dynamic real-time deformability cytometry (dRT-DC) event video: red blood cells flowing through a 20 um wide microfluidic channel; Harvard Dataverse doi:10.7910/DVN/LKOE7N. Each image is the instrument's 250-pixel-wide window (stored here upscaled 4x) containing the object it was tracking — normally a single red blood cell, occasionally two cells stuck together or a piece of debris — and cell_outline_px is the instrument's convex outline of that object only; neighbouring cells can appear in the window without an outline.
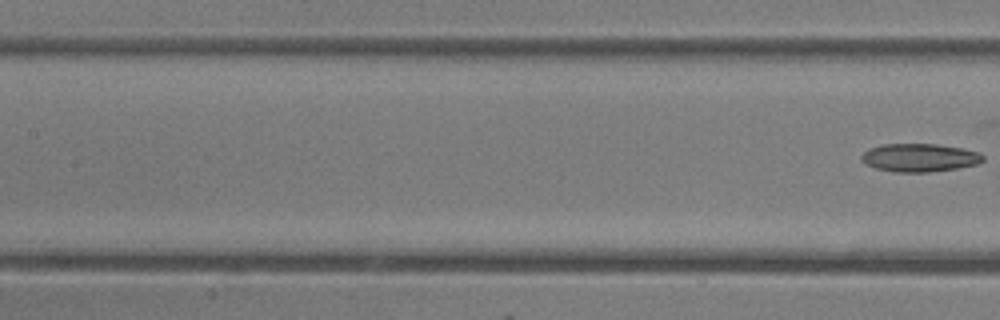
{"species": "common noctule bat (a hibernating species)", "species_latin": "Nyctalus noctula", "temperature_condition": "room temperature", "stored_images_in_passage": 7, "segment_of_instrument_passage": [2, 2], "camera_frame_rate_fps": 3000, "um_per_image_px": 0.085, "animal": {"sex": "female"}, "frame": {"image": 1, "passage_image": 7, "time_ms": 7.0, "image_size_px": [1000, 320], "cell_outline_px": [[984, 160], [980, 164], [956, 168], [928, 172], [896, 172], [876, 168], [864, 164], [860, 160], [860, 156], [868, 148], [884, 144], [936, 144], [960, 148], [980, 152], [984, 156]], "centroid_in_image_um": [78.15, 13.4], "position_along_channel_um": 129.3, "area_um2": 20.06}}